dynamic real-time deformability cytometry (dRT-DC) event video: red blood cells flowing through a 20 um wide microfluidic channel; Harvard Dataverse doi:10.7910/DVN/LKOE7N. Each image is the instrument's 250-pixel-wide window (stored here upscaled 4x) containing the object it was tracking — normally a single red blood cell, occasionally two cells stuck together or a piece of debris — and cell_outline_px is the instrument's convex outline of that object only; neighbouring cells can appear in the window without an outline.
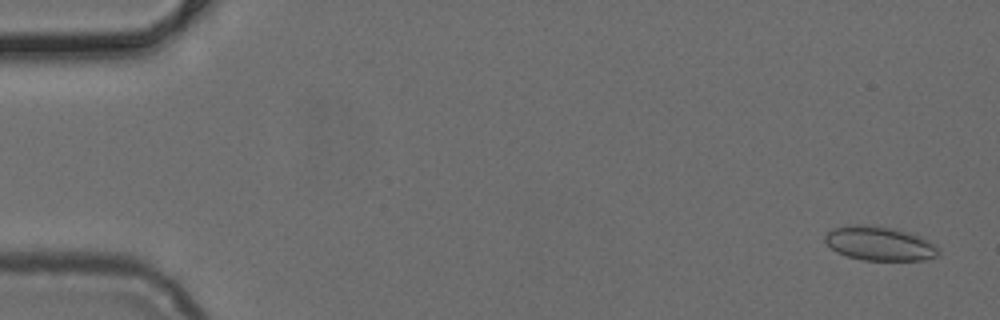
{"species": "common noctule bat (a hibernating species)", "species_latin": "Nyctalus noctula", "temperature_condition": "cold", "stored_images_in_passage": 5, "camera_frame_rate_fps": 3000, "um_per_image_px": 0.085, "animal": {"sex": "female", "body_mass_g": 24.6, "forearm_length_mm": 56.2}, "frame": {"image": 1, "passage_image": 2, "time_ms": 0.333, "image_size_px": [1000, 320], "cell_outline_px": [[940, 256], [924, 260], [860, 260], [836, 252], [824, 240], [824, 236], [832, 228], [848, 224], [864, 224], [896, 228], [920, 236], [936, 244], [940, 248]], "centroid_in_image_um": [74.79, 20.69], "position_along_channel_um": 10.2, "area_um2": 23.0}}